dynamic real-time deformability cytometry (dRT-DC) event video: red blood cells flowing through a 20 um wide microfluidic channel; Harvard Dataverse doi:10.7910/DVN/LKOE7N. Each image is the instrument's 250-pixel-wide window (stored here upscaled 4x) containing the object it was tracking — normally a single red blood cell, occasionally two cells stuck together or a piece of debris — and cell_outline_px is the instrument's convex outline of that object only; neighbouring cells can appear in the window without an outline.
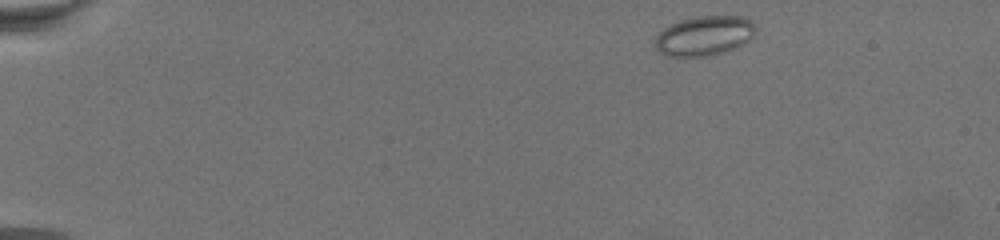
{"species": "common noctule bat (a hibernating species)", "species_latin": "Nyctalus noctula", "temperature_condition": "warm", "stored_images_in_passage": 64, "camera_frame_rate_fps": 3000, "um_per_image_px": 0.085, "animal": {"sex": "female", "body_mass_g": 19.5, "forearm_length_mm": 54.1}, "frame": {"image": 1, "passage_image": 2, "time_ms": 0.333, "image_size_px": [1000, 240], "cell_outline_px": [[756, 28], [752, 36], [748, 40], [732, 48], [720, 52], [704, 56], [668, 56], [660, 52], [656, 48], [656, 36], [664, 28], [680, 20], [696, 16], [744, 16]], "centroid_in_image_um": [59.83, 3.02], "position_along_channel_um": 25.2, "area_um2": 22.66}}
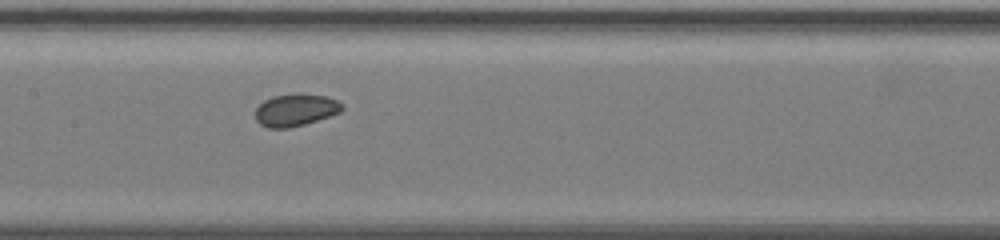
{"frame": {"image": 2, "passage_image": 30, "time_ms": 9.667, "image_size_px": [1000, 240], "cell_outline_px": [[344, 108], [340, 112], [304, 124], [288, 128], [268, 128], [260, 124], [256, 120], [256, 108], [264, 100], [272, 96], [300, 92], [328, 96], [344, 104]], "centroid_in_image_um": [25.13, 9.32], "position_along_channel_um": 182.3, "area_um2": 16.47}}
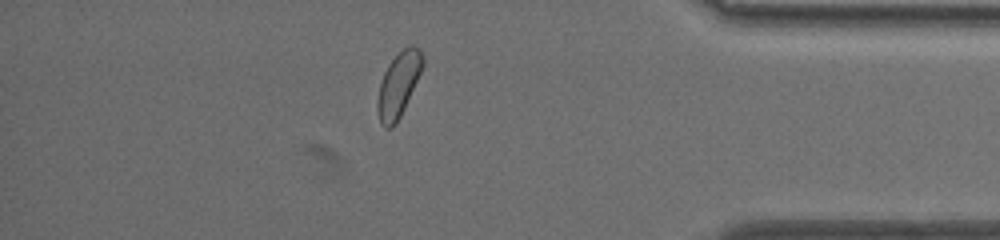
{"frame": {"image": 3, "passage_image": 55, "time_ms": 18.0, "image_size_px": [1000, 240], "cell_outline_px": [[424, 64], [404, 108], [396, 124], [392, 128], [384, 128], [380, 124], [376, 108], [376, 104], [380, 84], [384, 72], [388, 64], [404, 48], [412, 44], [420, 48], [424, 56]], "centroid_in_image_um": [33.86, 7.2], "position_along_channel_um": 401.3, "area_um2": 16.94}}